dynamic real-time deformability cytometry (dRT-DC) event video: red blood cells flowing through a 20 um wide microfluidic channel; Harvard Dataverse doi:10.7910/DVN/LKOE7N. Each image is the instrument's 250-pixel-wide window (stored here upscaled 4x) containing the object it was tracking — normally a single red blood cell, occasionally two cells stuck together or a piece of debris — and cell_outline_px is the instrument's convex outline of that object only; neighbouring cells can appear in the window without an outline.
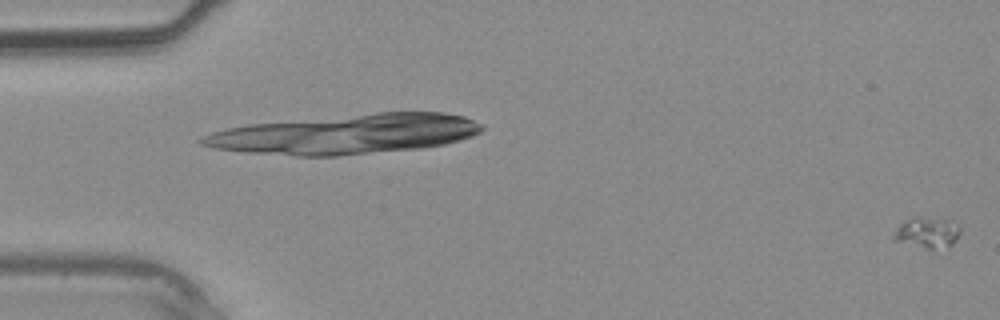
{"species": "common noctule bat (a hibernating species)", "species_latin": "Nyctalus noctula", "temperature_condition": "warm", "stored_images_in_passage": 40, "camera_frame_rate_fps": 3000, "um_per_image_px": 0.085, "animal": {"sex": "male", "body_mass_g": 20.4}, "frame": {"image": 1, "passage_image": 1, "time_ms": 0.0, "image_size_px": [1000, 320], "cell_outline_px": [[960, 232], [956, 240], [952, 244], [932, 248], [924, 248], [892, 240], [892, 236], [896, 228], [900, 224], [908, 220], [948, 220], [960, 224]], "centroid_in_image_um": [78.81, 19.81], "position_along_channel_um": 6.2, "area_um2": 11.21}}
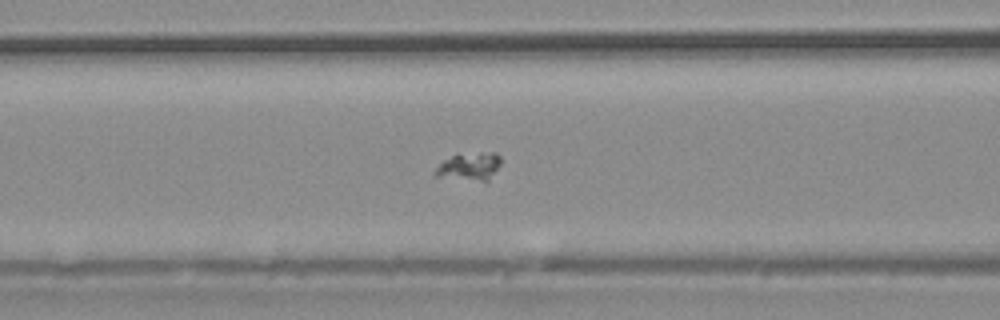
{"frame": {"image": 2, "passage_image": 17, "time_ms": 5.333, "image_size_px": [1000, 320], "cell_outline_px": [[500, 164], [488, 180], [480, 180], [432, 176], [432, 172], [444, 160], [452, 156], [480, 152], [496, 152], [500, 156]], "centroid_in_image_um": [39.88, 14.13], "position_along_channel_um": 126.7, "area_um2": 10.35}}
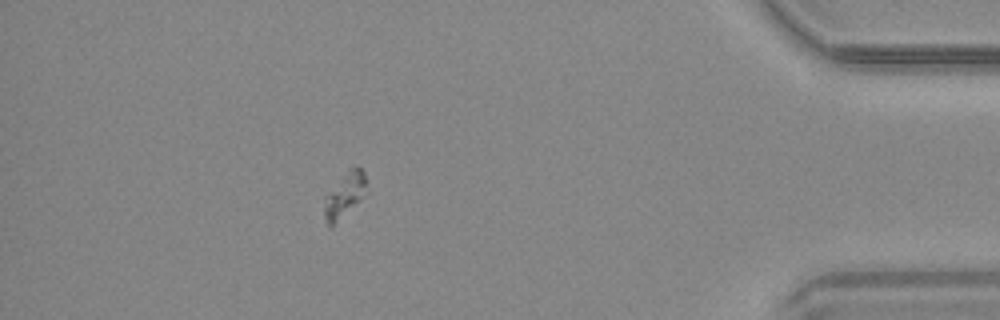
{"frame": {"image": 3, "passage_image": 36, "time_ms": 11.667, "image_size_px": [1000, 320], "cell_outline_px": [[364, 184], [356, 200], [332, 228], [328, 228], [324, 216], [324, 196], [348, 168], [356, 164], [364, 172]], "centroid_in_image_um": [29.15, 16.56], "position_along_channel_um": 406.0, "area_um2": 10.35}}